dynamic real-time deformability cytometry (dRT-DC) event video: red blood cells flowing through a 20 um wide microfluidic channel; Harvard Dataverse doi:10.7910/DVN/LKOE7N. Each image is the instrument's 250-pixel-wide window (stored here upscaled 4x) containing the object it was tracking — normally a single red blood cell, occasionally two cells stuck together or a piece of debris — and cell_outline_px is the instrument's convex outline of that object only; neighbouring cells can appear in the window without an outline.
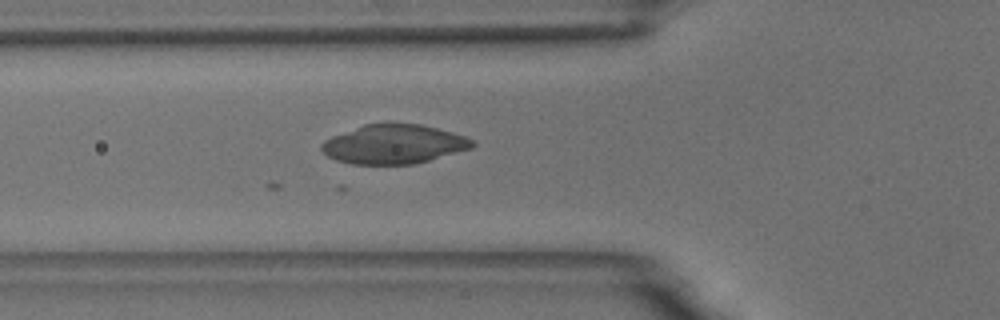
{"species": "common noctule bat (a hibernating species)", "species_latin": "Nyctalus noctula", "temperature_condition": "room temperature", "stored_images_in_passage": 44, "camera_frame_rate_fps": 3000, "um_per_image_px": 0.085, "animal": {"sex": "male", "body_mass_g": 18.8}, "frame": {"image": 1, "passage_image": 6, "time_ms": 1.667, "image_size_px": [1000, 320], "cell_outline_px": [[476, 144], [472, 148], [428, 160], [412, 164], [352, 164], [336, 160], [328, 156], [320, 148], [320, 144], [324, 140], [332, 136], [364, 124], [420, 124], [452, 132], [464, 136], [472, 140]], "centroid_in_image_um": [33.45, 12.26], "position_along_channel_um": 92.4, "area_um2": 34.04}}
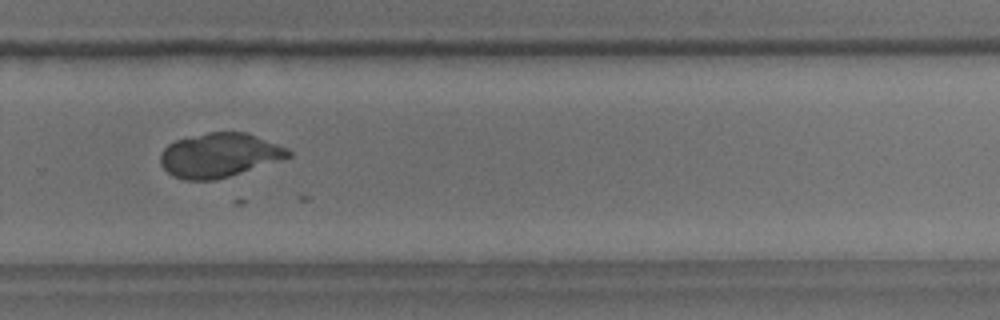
{"frame": {"image": 2, "passage_image": 25, "time_ms": 8.0, "image_size_px": [1000, 320], "cell_outline_px": [[292, 156], [280, 160], [216, 180], [184, 180], [172, 176], [160, 164], [160, 152], [168, 144], [176, 140], [208, 132], [248, 132], [288, 148], [292, 152]], "centroid_in_image_um": [18.63, 13.19], "position_along_channel_um": 311.2, "area_um2": 32.95}}